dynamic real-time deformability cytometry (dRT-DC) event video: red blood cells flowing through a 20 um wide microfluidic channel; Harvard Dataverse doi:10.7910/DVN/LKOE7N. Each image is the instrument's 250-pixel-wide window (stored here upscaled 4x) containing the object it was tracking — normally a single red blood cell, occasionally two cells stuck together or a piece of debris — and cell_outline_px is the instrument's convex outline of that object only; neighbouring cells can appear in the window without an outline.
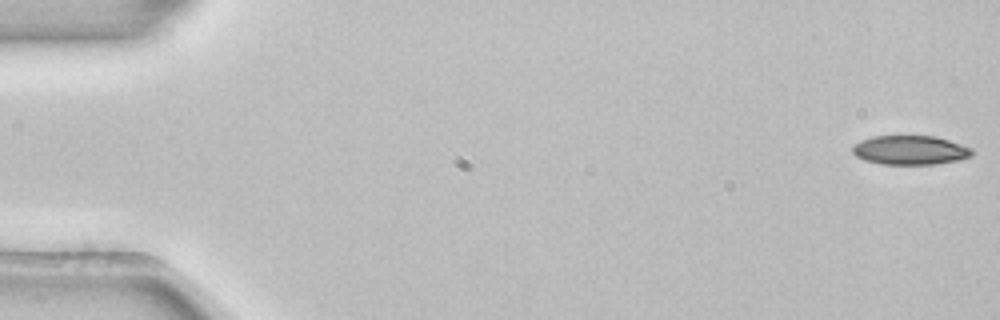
{"species": "common noctule bat (a hibernating species)", "species_latin": "Nyctalus noctula", "temperature_condition": "room temperature", "stored_images_in_passage": 5, "camera_frame_rate_fps": 3000, "um_per_image_px": 0.085, "animal": {"sex": "female", "body_mass_g": 22.7, "forearm_length_mm": 54.2}, "frame": {"image": 1, "passage_image": 1, "time_ms": 0.0, "image_size_px": [1000, 320], "cell_outline_px": [[972, 156], [960, 160], [936, 164], [880, 164], [864, 160], [856, 156], [852, 152], [852, 144], [860, 140], [872, 136], [936, 136], [972, 148]], "centroid_in_image_um": [77.34, 12.76], "position_along_channel_um": 7.7, "area_um2": 20.46}}
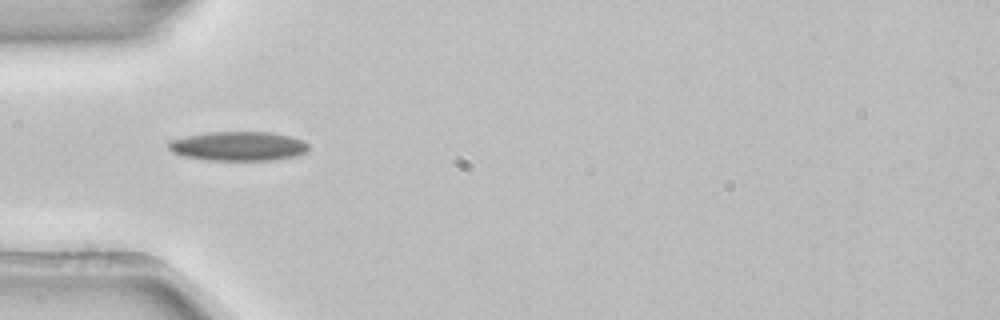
{"frame": {"image": 2, "passage_image": 4, "time_ms": 1.0, "image_size_px": [1000, 320], "cell_outline_px": [[308, 152], [296, 156], [276, 160], [208, 160], [180, 156], [172, 152], [168, 148], [168, 140], [208, 132], [268, 132], [292, 136], [304, 140], [308, 144]], "centroid_in_image_um": [20.27, 12.43], "position_along_channel_um": 64.7, "area_um2": 24.16}}